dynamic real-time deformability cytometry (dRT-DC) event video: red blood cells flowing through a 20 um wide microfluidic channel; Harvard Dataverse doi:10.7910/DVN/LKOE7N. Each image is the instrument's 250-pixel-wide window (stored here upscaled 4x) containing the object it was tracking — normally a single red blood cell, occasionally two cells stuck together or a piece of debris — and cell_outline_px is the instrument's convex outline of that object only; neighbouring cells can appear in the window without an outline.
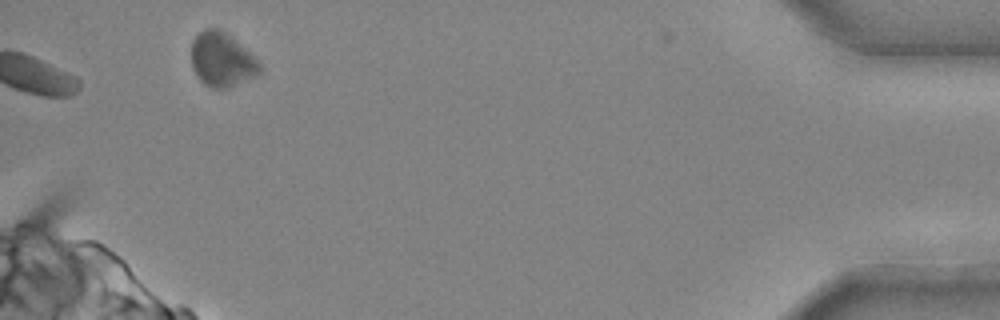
{"species": "common noctule bat (a hibernating species)", "species_latin": "Nyctalus noctula", "temperature_condition": "cold", "stored_images_in_passage": 26, "camera_frame_rate_fps": 3000, "um_per_image_px": 0.085, "animal": {"sex": "male", "body_mass_g": 20.4}, "frame": {"image": 1, "passage_image": 26, "time_ms": 8.333, "image_size_px": [1000, 320], "cell_outline_px": [[260, 72], [256, 76], [228, 88], [212, 88], [204, 84], [196, 76], [192, 68], [192, 40], [204, 28], [216, 28], [224, 32], [256, 56], [260, 64]], "centroid_in_image_um": [18.86, 5.09], "position_along_channel_um": 416.3, "area_um2": 21.56}}